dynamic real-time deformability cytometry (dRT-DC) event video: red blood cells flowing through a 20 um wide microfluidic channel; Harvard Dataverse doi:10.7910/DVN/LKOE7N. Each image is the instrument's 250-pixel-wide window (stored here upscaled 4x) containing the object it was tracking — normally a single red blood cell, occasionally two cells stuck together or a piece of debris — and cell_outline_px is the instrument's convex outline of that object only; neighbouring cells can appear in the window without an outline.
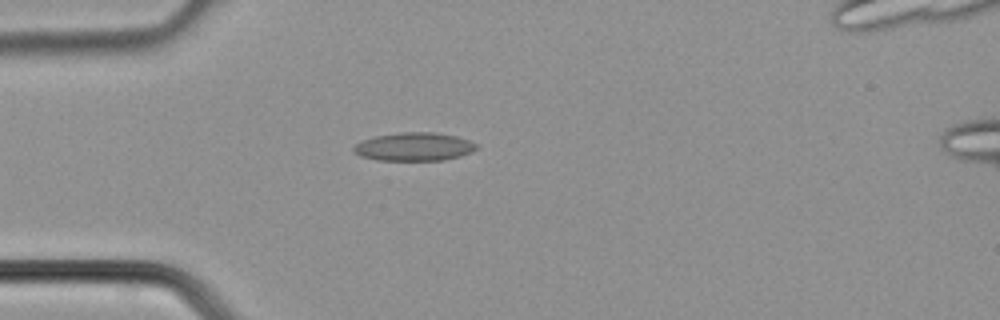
{"species": "common noctule bat (a hibernating species)", "species_latin": "Nyctalus noctula", "temperature_condition": "cold", "stored_images_in_passage": 39, "segment_of_instrument_passage": [1, 2], "camera_frame_rate_fps": 3000, "um_per_image_px": 0.085, "animal": {"sex": "male", "body_mass_g": 21.5, "forearm_length_mm": 52.0}, "frame": {"image": 1, "passage_image": 10, "time_ms": 3.0, "image_size_px": [1000, 320], "cell_outline_px": [[476, 148], [472, 152], [460, 156], [444, 160], [376, 160], [360, 156], [352, 152], [352, 148], [356, 144], [364, 140], [376, 136], [400, 132], [436, 132], [456, 136], [468, 140], [476, 144]], "centroid_in_image_um": [35.18, 12.47], "position_along_channel_um": 49.8, "area_um2": 20.23}}
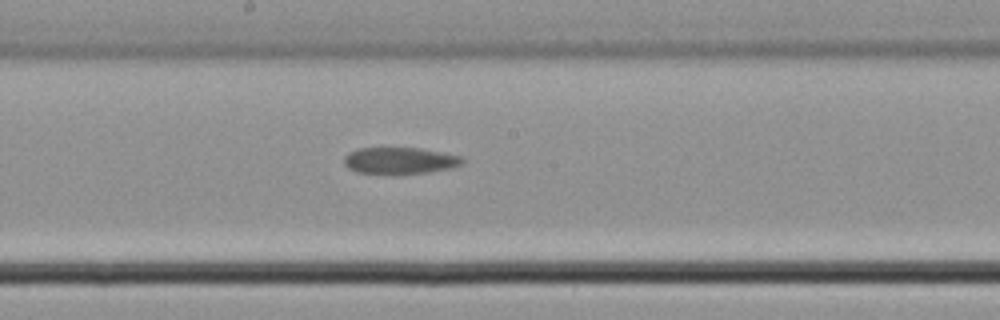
{"frame": {"image": 2, "passage_image": 20, "time_ms": 6.333, "image_size_px": [1000, 320], "cell_outline_px": [[464, 164], [452, 168], [428, 172], [356, 172], [348, 168], [344, 164], [344, 156], [348, 152], [360, 148], [420, 148], [460, 156], [464, 160]], "centroid_in_image_um": [33.99, 13.62], "position_along_channel_um": 214.2, "area_um2": 17.86}}
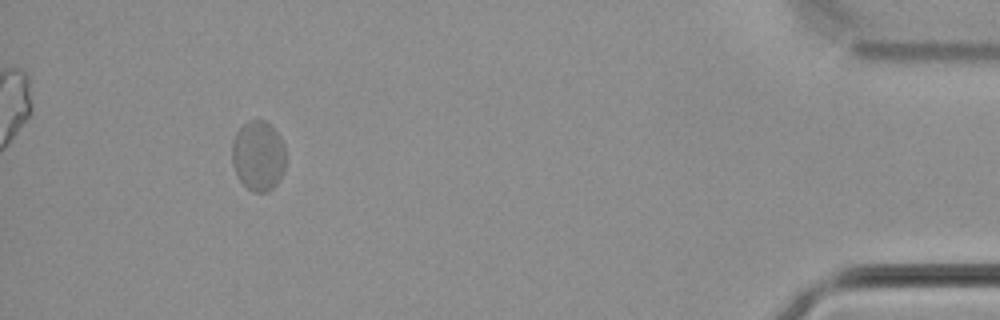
{"frame": {"image": 3, "passage_image": 35, "time_ms": 11.333, "image_size_px": [1000, 320], "cell_outline_px": [[284, 172], [280, 180], [268, 192], [252, 192], [240, 180], [232, 164], [232, 140], [236, 132], [248, 120], [264, 120], [272, 124], [280, 136], [284, 144]], "centroid_in_image_um": [21.96, 13.22], "position_along_channel_um": 413.2, "area_um2": 22.14}}